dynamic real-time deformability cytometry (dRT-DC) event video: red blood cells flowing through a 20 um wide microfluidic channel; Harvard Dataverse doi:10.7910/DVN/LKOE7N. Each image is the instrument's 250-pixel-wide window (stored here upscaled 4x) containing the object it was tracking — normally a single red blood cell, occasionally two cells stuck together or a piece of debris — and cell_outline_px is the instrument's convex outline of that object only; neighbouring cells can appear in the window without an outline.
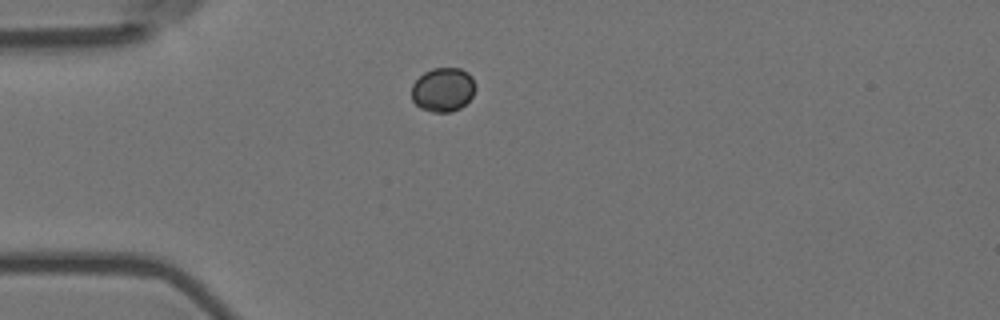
{"species": "Egyptian fruit bat (a non-hibernating species)", "species_latin": "Rousettus aegyptiacus", "temperature_condition": "room temperature", "stored_images_in_passage": 8, "camera_frame_rate_fps": 3000, "um_per_image_px": 0.085, "animal": {"sex": "female"}, "frame": {"image": 1, "passage_image": 1, "time_ms": 0.0, "image_size_px": [1000, 320], "cell_outline_px": [[476, 88], [472, 96], [460, 108], [452, 112], [432, 112], [420, 108], [412, 100], [412, 84], [424, 72], [432, 68], [460, 68], [468, 72], [472, 76], [476, 84]], "centroid_in_image_um": [37.67, 7.61], "position_along_channel_um": 47.3, "area_um2": 16.53}}
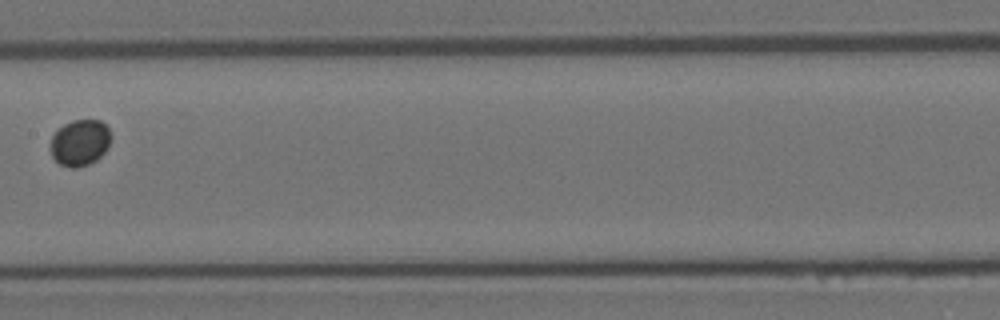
{"frame": {"image": 2, "passage_image": 5, "time_ms": 1.333, "image_size_px": [1000, 320], "cell_outline_px": [[112, 136], [108, 148], [96, 160], [88, 164], [72, 168], [60, 164], [52, 156], [52, 136], [64, 124], [72, 120], [100, 120], [108, 128]], "centroid_in_image_um": [6.83, 12.11], "position_along_channel_um": 200.6, "area_um2": 16.07}}
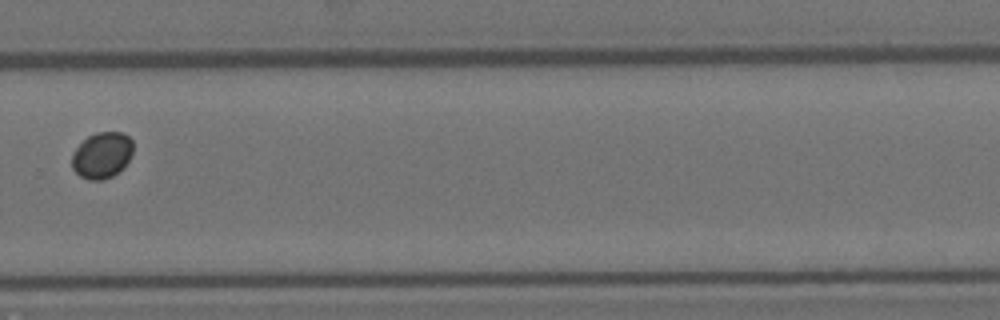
{"frame": {"image": 3, "passage_image": 8, "time_ms": 2.333, "image_size_px": [1000, 320], "cell_outline_px": [[132, 156], [124, 168], [112, 176], [104, 180], [88, 180], [80, 176], [72, 168], [72, 152], [88, 136], [96, 132], [124, 132], [132, 140]], "centroid_in_image_um": [8.68, 13.2], "position_along_channel_um": 321.1, "area_um2": 16.65}}